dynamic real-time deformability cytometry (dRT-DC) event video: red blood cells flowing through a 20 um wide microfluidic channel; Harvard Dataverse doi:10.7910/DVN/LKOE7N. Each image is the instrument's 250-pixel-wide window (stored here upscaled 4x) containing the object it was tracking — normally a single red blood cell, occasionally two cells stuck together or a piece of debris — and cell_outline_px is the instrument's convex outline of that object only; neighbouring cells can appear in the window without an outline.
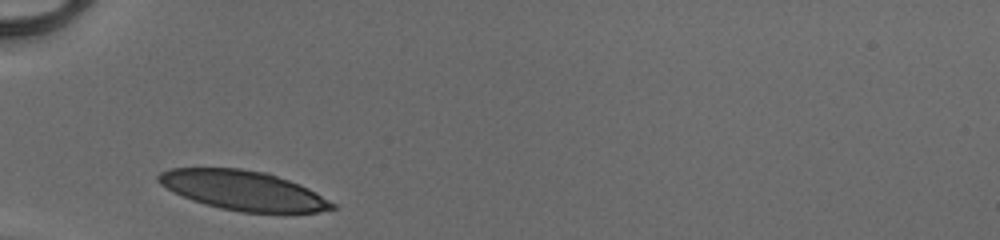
{"species": "human", "species_latin": "Homo sapiens", "temperature_condition": "cold", "stored_images_in_passage": 26, "camera_frame_rate_fps": 3000, "um_per_image_px": 0.085, "donor": {"sex": "male"}, "frame": {"image": 1, "passage_image": 1, "time_ms": 0.0, "image_size_px": [1000, 240], "cell_outline_px": [[336, 208], [316, 212], [240, 212], [220, 208], [204, 204], [192, 200], [172, 192], [160, 184], [156, 180], [156, 176], [160, 172], [172, 168], [240, 168], [268, 172], [300, 184], [316, 192], [336, 204]], "centroid_in_image_um": [20.65, 16.17], "position_along_channel_um": 64.4, "area_um2": 40.11}}
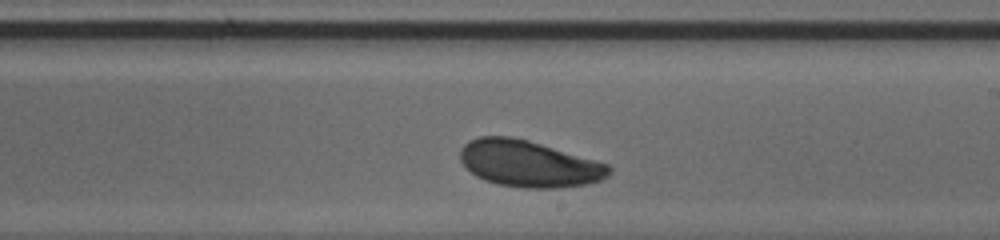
{"frame": {"image": 2, "passage_image": 15, "time_ms": 4.667, "image_size_px": [1000, 240], "cell_outline_px": [[612, 172], [608, 176], [600, 180], [588, 184], [560, 188], [524, 188], [496, 184], [484, 180], [476, 176], [460, 160], [460, 148], [468, 140], [480, 136], [508, 136], [528, 140], [608, 164], [612, 168]], "centroid_in_image_um": [44.94, 13.92], "position_along_channel_um": 244.1, "area_um2": 40.34}}
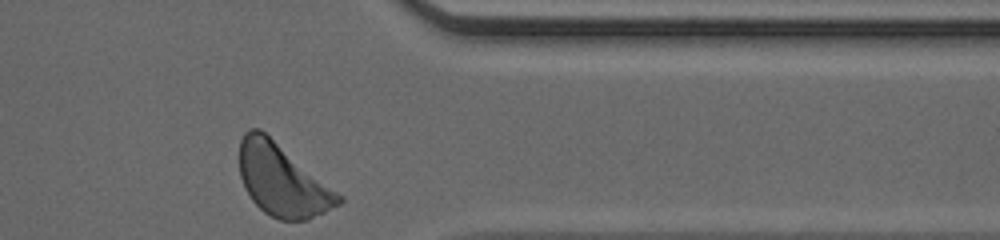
{"frame": {"image": 3, "passage_image": 26, "time_ms": 8.333, "image_size_px": [1000, 240], "cell_outline_px": [[344, 200], [340, 204], [308, 220], [280, 220], [264, 212], [252, 200], [244, 188], [240, 176], [240, 140], [244, 132], [248, 128], [260, 128], [344, 196]], "centroid_in_image_um": [24.0, 15.31], "position_along_channel_um": 387.4, "area_um2": 41.56}, "authors_computed_cell_mechanics": {"area_um2": 40.3733, "velocity_mm_per_s": 4.0502, "shape_relaxation_time_tau1_ms": 1.4802, "shape_relaxation_time_tau2_ms": null, "deformation_change_tau1": 0.0867, "deformation_change_tau2": null}}